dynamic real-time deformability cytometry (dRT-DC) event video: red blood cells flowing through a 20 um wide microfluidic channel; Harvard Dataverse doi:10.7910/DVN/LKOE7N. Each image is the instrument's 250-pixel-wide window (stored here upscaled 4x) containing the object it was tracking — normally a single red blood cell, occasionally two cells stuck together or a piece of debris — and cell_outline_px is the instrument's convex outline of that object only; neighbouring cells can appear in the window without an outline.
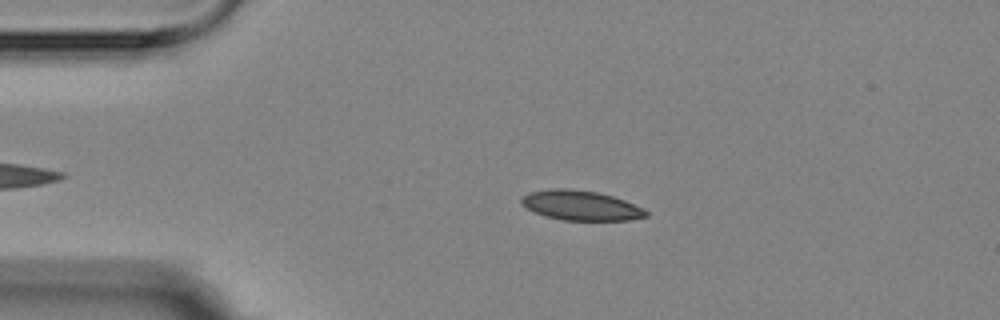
{"species": "Egyptian fruit bat (a non-hibernating species)", "species_latin": "Rousettus aegyptiacus", "temperature_condition": "room temperature", "stored_images_in_passage": 3, "camera_frame_rate_fps": 3000, "um_per_image_px": 0.085, "animal": {"sex": "female"}, "frame": {"image": 1, "passage_image": 2, "time_ms": 1.0, "image_size_px": [1000, 320], "cell_outline_px": [[648, 216], [628, 220], [564, 220], [548, 216], [536, 212], [520, 204], [520, 196], [528, 192], [548, 188], [568, 188], [596, 192], [612, 196], [624, 200], [644, 208], [648, 212]], "centroid_in_image_um": [49.34, 17.44], "position_along_channel_um": 35.7, "area_um2": 21.62}}